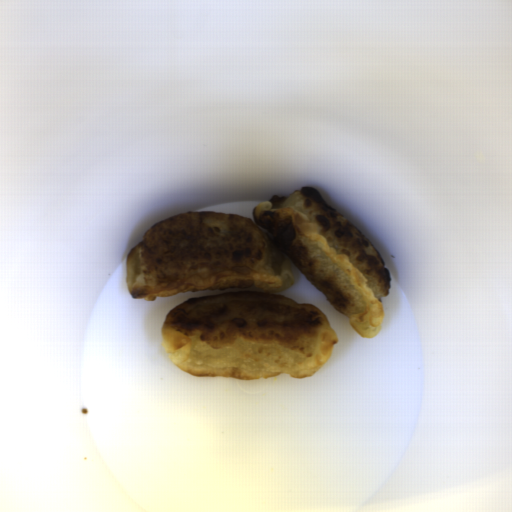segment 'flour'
I'll list each match as a JSON object with an SVG mask.
<instances>
[{"instance_id":"obj_1","label":"flour","mask_w":512,"mask_h":512,"mask_svg":"<svg viewBox=\"0 0 512 512\" xmlns=\"http://www.w3.org/2000/svg\"><path fill=\"white\" fill-rule=\"evenodd\" d=\"M297 268L358 335L383 326L392 276L373 242L319 189L273 195L251 217L184 212L151 225L126 258L135 299H184L164 318L169 362L194 377L316 375L338 342L316 306L280 294Z\"/></svg>"}]
</instances>
